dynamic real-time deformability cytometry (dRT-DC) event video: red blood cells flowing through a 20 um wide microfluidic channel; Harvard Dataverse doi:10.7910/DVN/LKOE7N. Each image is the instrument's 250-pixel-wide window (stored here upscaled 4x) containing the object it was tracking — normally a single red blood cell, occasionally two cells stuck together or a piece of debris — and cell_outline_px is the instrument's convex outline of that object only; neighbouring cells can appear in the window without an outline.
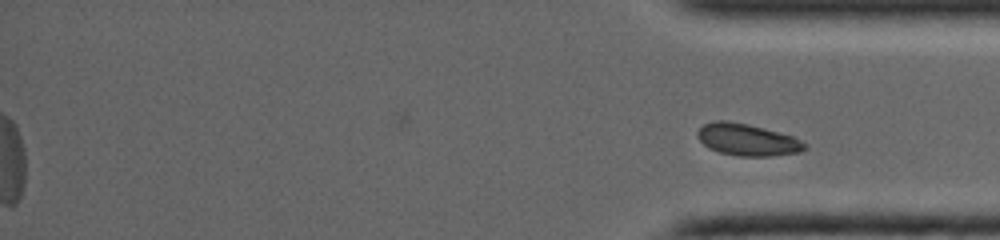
{"species": "common noctule bat (a hibernating species)", "species_latin": "Nyctalus noctula", "temperature_condition": "warm", "stored_images_in_passage": 37, "segment_of_instrument_passage": [2, 2], "camera_frame_rate_fps": 5000, "um_per_image_px": 0.085, "animal": {"sex": "female", "body_mass_g": 19.0, "forearm_length_mm": 53.3}, "frame": {"image": 1, "passage_image": 37, "time_ms": 7.2, "image_size_px": [1000, 240], "cell_outline_px": [[808, 148], [800, 152], [772, 156], [736, 156], [720, 152], [708, 148], [696, 136], [696, 132], [704, 124], [716, 120], [728, 120], [748, 124], [764, 128], [792, 136], [808, 144]], "centroid_in_image_um": [63.52, 11.88], "position_along_channel_um": 371.7, "area_um2": 20.06}}